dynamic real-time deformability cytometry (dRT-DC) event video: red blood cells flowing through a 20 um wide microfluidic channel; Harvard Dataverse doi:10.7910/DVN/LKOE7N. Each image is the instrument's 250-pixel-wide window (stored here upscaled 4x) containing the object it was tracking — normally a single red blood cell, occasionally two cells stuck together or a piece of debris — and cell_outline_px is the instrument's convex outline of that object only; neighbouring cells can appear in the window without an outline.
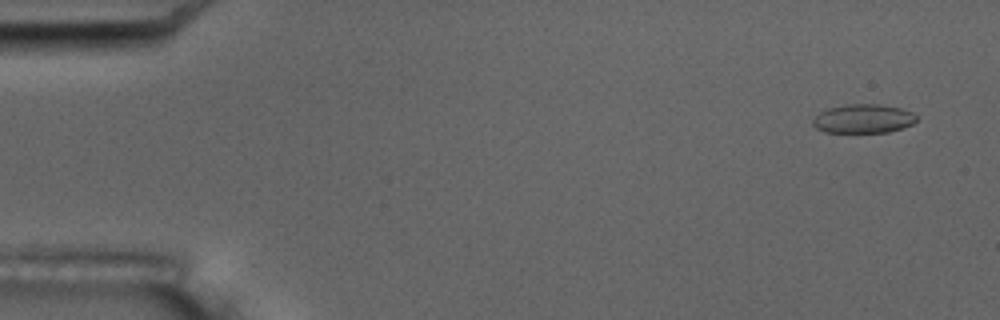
{"species": "common noctule bat (a hibernating species)", "species_latin": "Nyctalus noctula", "temperature_condition": "room temperature", "stored_images_in_passage": 5, "camera_frame_rate_fps": 3000, "um_per_image_px": 0.085, "animal": {"sex": "male", "body_mass_g": 17.5, "forearm_length_mm": 52.3}, "frame": {"image": 1, "passage_image": 2, "time_ms": 1.0, "image_size_px": [1000, 320], "cell_outline_px": [[916, 120], [912, 124], [888, 132], [824, 132], [816, 128], [812, 124], [812, 120], [820, 112], [828, 108], [844, 104], [880, 104], [900, 108], [912, 112], [916, 116]], "centroid_in_image_um": [73.35, 10.08], "position_along_channel_um": 11.7, "area_um2": 17.4}}
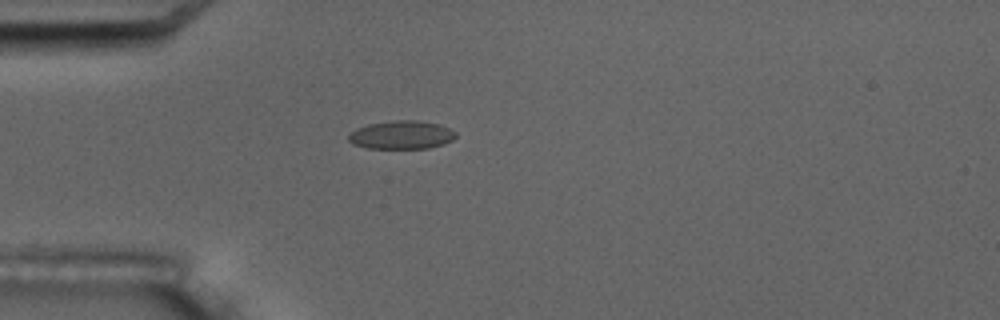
{"frame": {"image": 2, "passage_image": 5, "time_ms": 5.333, "image_size_px": [1000, 320], "cell_outline_px": [[456, 136], [452, 140], [444, 144], [428, 148], [364, 148], [352, 144], [348, 140], [348, 136], [356, 128], [368, 124], [396, 120], [416, 120], [440, 124], [456, 132]], "centroid_in_image_um": [34.12, 11.47], "position_along_channel_um": 50.9, "area_um2": 17.74}}